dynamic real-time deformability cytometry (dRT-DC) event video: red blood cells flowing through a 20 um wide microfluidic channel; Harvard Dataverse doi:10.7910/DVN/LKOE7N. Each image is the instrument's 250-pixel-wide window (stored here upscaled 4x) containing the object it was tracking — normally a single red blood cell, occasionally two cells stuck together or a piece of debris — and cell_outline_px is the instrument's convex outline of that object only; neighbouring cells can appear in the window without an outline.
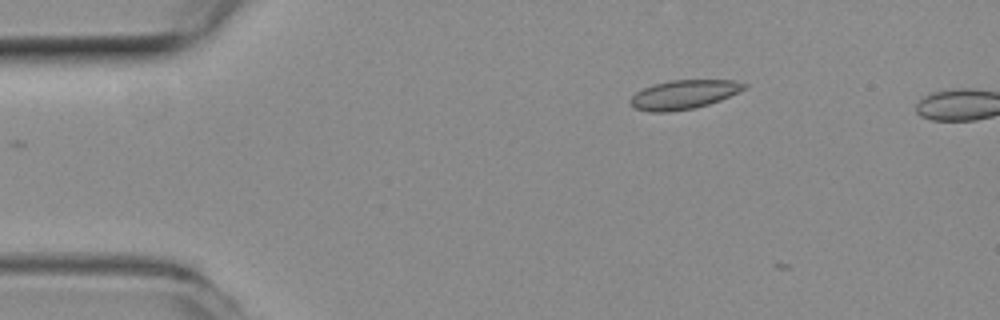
{"species": "common noctule bat (a hibernating species)", "species_latin": "Nyctalus noctula", "temperature_condition": "room temperature", "stored_images_in_passage": 2, "camera_frame_rate_fps": 3000, "um_per_image_px": 0.085, "animal": {"sex": "female", "body_mass_g": 19.3, "forearm_length_mm": 54.1}, "frame": {"image": 1, "passage_image": 1, "time_ms": 0.0, "image_size_px": [1000, 320], "cell_outline_px": [[748, 88], [720, 100], [708, 104], [692, 108], [668, 112], [652, 112], [636, 108], [628, 100], [636, 92], [644, 88], [656, 84], [672, 80], [736, 80], [748, 84]], "centroid_in_image_um": [58.17, 8.02], "position_along_channel_um": 26.8, "area_um2": 19.07}}